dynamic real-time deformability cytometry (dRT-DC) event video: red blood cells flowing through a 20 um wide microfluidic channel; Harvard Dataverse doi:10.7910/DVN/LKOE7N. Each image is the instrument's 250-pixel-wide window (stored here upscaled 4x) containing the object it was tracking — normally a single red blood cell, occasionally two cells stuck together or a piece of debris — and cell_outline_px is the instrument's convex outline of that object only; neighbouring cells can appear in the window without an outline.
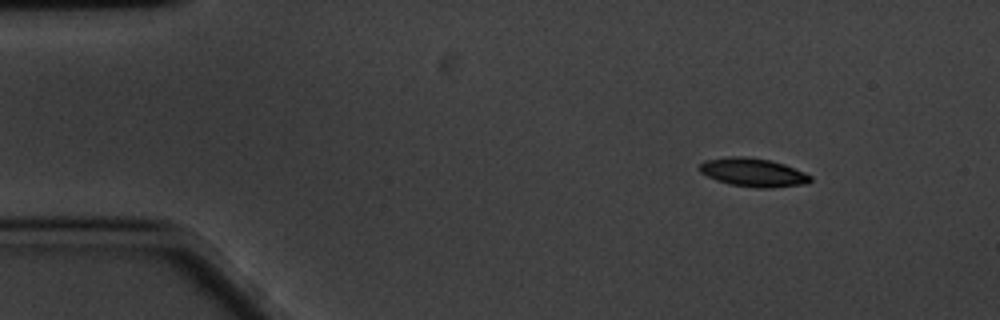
{"species": "common noctule bat (a hibernating species)", "species_latin": "Nyctalus noctula", "temperature_condition": "cold", "stored_images_in_passage": 53, "camera_frame_rate_fps": 3000, "um_per_image_px": 0.085, "animal": {"sex": "male", "body_mass_g": 20.1, "forearm_length_mm": 53.5}, "frame": {"image": 1, "passage_image": 1, "time_ms": 0.0, "image_size_px": [1000, 320], "cell_outline_px": [[812, 180], [804, 184], [772, 188], [756, 188], [732, 184], [716, 180], [700, 172], [696, 168], [704, 160], [732, 156], [740, 156], [768, 160], [784, 164], [804, 172], [812, 176]], "centroid_in_image_um": [64.0, 14.66], "position_along_channel_um": 21.0, "area_um2": 18.32}}
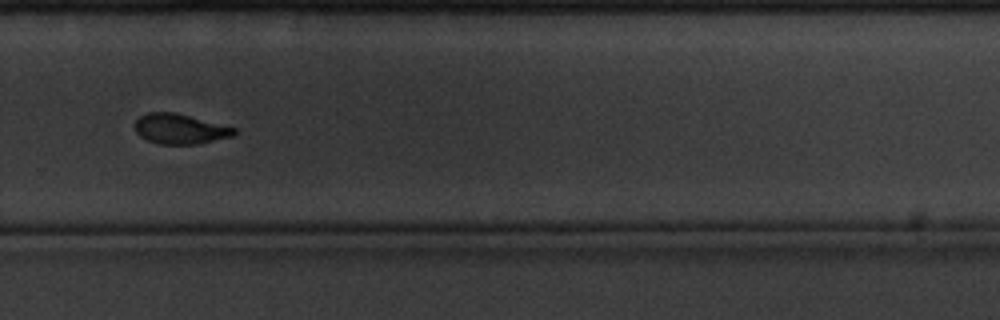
{"frame": {"image": 2, "passage_image": 34, "time_ms": 11.0, "image_size_px": [1000, 320], "cell_outline_px": [[236, 132], [232, 136], [196, 144], [160, 144], [148, 140], [140, 136], [136, 132], [132, 124], [140, 116], [148, 112], [176, 112], [236, 128]], "centroid_in_image_um": [15.25, 10.94], "position_along_channel_um": 314.5, "area_um2": 17.4}}
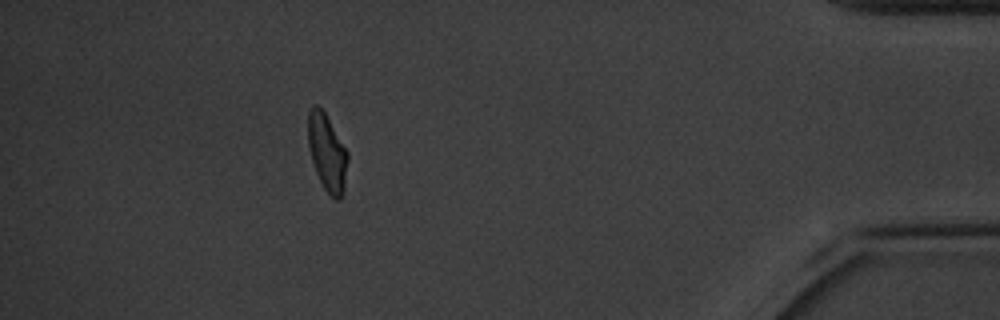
{"frame": {"image": 3, "passage_image": 47, "time_ms": 15.333, "image_size_px": [1000, 320], "cell_outline_px": [[348, 160], [344, 192], [340, 200], [336, 200], [324, 188], [316, 172], [312, 160], [308, 144], [308, 112], [312, 104], [316, 104], [324, 112], [348, 152]], "centroid_in_image_um": [27.81, 12.97], "position_along_channel_um": 407.4, "area_um2": 17.69}, "authors_computed_cell_mechanics": {"area_um2": 18.496, "velocity_mm_per_s": 3.3557, "shape_relaxation_time_tau1_ms": 3.4244, "shape_relaxation_time_tau2_ms": 1.7442, "deformation_change_tau1": 0.123, "deformation_change_tau2": 0.066}}